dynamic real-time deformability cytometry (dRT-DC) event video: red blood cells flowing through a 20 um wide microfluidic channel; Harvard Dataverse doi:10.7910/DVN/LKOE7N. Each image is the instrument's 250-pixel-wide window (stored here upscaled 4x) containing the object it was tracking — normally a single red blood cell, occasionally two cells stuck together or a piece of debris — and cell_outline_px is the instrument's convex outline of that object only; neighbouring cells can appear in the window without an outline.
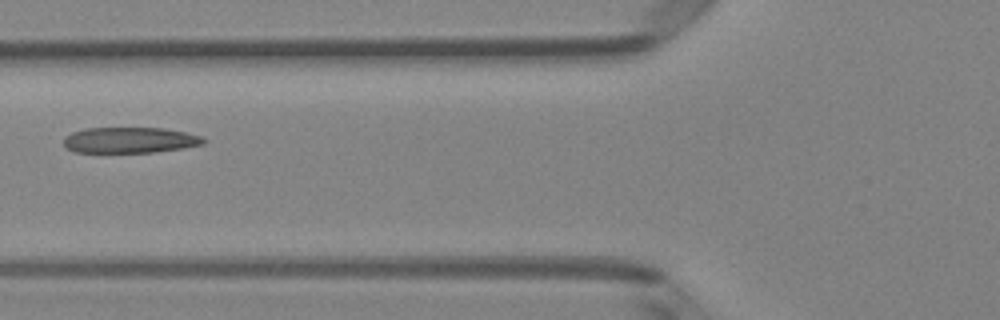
{"species": "Egyptian fruit bat (a non-hibernating species)", "species_latin": "Rousettus aegyptiacus", "temperature_condition": "room temperature", "stored_images_in_passage": 5, "camera_frame_rate_fps": 3000, "um_per_image_px": 0.085, "animal": {"sex": "female"}, "frame": {"image": 1, "passage_image": 4, "time_ms": 1.0, "image_size_px": [1000, 320], "cell_outline_px": [[208, 140], [204, 144], [184, 148], [156, 152], [72, 152], [64, 144], [64, 136], [72, 132], [84, 128], [164, 128], [184, 132], [200, 136]], "centroid_in_image_um": [11.04, 11.91], "position_along_channel_um": 114.8, "area_um2": 21.1}}
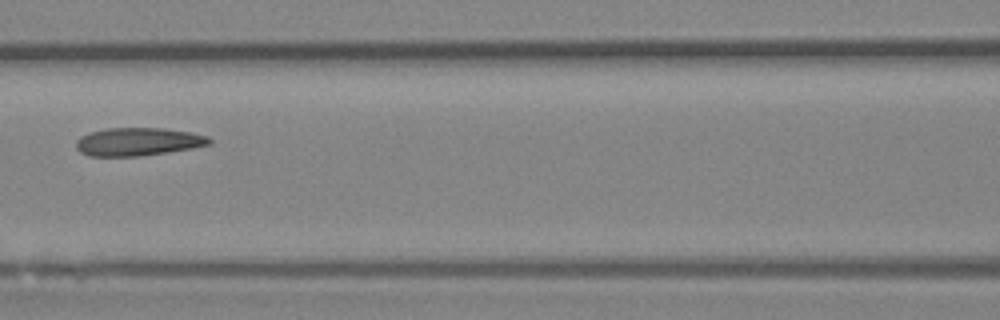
{"frame": {"image": 2, "passage_image": 5, "time_ms": 1.333, "image_size_px": [1000, 320], "cell_outline_px": [[212, 144], [192, 148], [168, 152], [140, 156], [88, 156], [80, 152], [76, 148], [76, 140], [80, 136], [88, 132], [108, 128], [164, 128], [192, 132], [208, 136], [212, 140]], "centroid_in_image_um": [11.73, 12.04], "position_along_channel_um": 154.9, "area_um2": 22.02}}